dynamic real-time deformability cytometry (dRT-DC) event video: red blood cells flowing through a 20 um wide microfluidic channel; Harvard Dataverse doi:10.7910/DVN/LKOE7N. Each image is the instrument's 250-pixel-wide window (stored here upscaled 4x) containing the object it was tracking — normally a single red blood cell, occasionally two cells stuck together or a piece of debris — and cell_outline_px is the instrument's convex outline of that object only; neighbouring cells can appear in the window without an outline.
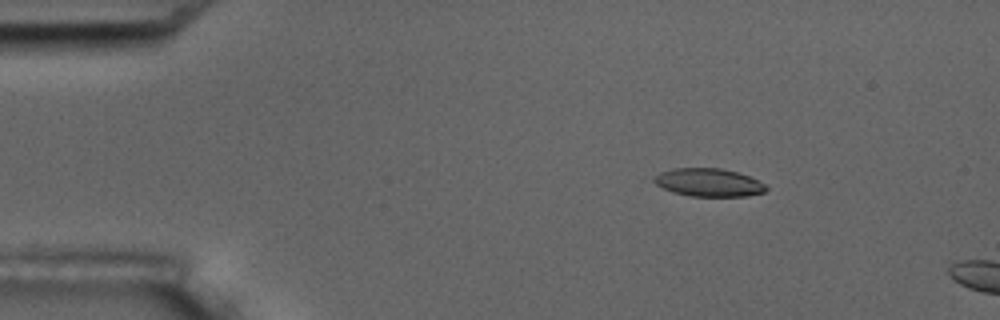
{"species": "common noctule bat (a hibernating species)", "species_latin": "Nyctalus noctula", "temperature_condition": "room temperature", "stored_images_in_passage": 5, "camera_frame_rate_fps": 3000, "um_per_image_px": 0.085, "animal": {"sex": "male", "body_mass_g": 17.5, "forearm_length_mm": 52.3}, "frame": {"image": 1, "passage_image": 3, "time_ms": 2.333, "image_size_px": [1000, 320], "cell_outline_px": [[768, 188], [764, 192], [744, 196], [692, 196], [672, 192], [656, 184], [652, 180], [652, 176], [660, 172], [672, 168], [720, 168], [736, 172], [748, 176], [764, 184]], "centroid_in_image_um": [60.18, 15.5], "position_along_channel_um": 24.8, "area_um2": 18.21}}